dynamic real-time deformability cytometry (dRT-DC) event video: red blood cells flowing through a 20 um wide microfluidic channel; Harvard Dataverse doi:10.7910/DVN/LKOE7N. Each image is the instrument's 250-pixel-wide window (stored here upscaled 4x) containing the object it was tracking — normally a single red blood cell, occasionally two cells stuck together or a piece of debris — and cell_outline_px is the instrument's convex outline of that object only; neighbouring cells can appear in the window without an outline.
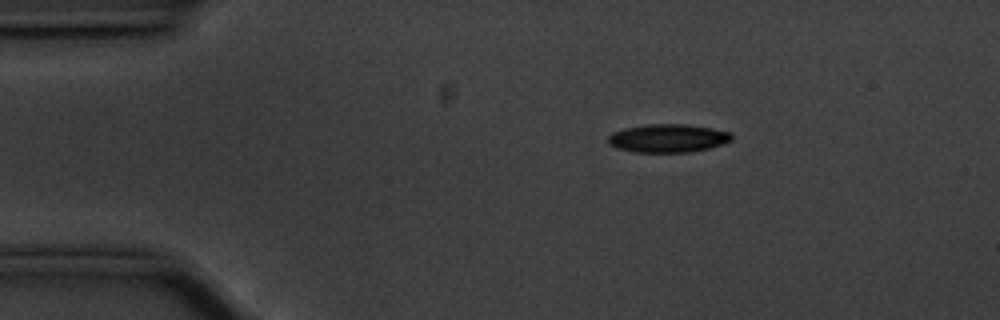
{"species": "common noctule bat (a hibernating species)", "species_latin": "Nyctalus noctula", "temperature_condition": "cold", "stored_images_in_passage": 47, "camera_frame_rate_fps": 3000, "um_per_image_px": 0.085, "animal": {"sex": "male", "body_mass_g": 20.1, "forearm_length_mm": 53.5}, "frame": {"image": 1, "passage_image": 1, "time_ms": 0.0, "image_size_px": [1000, 320], "cell_outline_px": [[732, 140], [724, 144], [708, 148], [688, 152], [632, 152], [616, 148], [608, 144], [608, 136], [612, 132], [624, 128], [648, 124], [684, 124], [712, 128], [732, 132]], "centroid_in_image_um": [56.76, 11.75], "position_along_channel_um": 28.2, "area_um2": 20.52}}
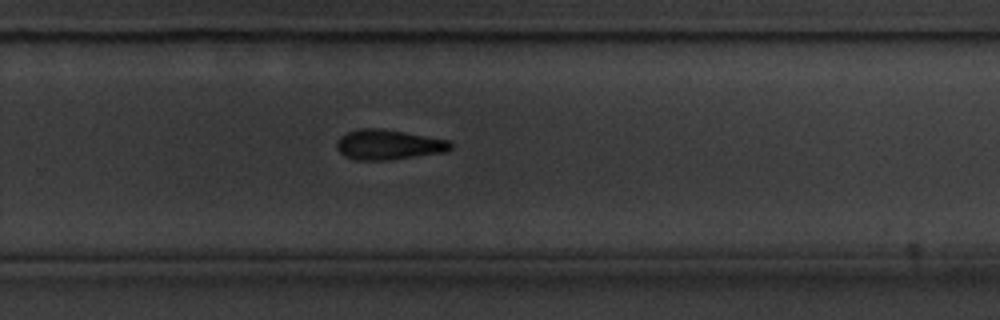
{"frame": {"image": 2, "passage_image": 28, "time_ms": 9.0, "image_size_px": [1000, 320], "cell_outline_px": [[452, 148], [448, 152], [388, 160], [356, 160], [344, 156], [336, 148], [336, 140], [340, 136], [348, 132], [360, 128], [376, 128], [404, 132], [452, 140]], "centroid_in_image_um": [33.04, 12.3], "position_along_channel_um": 296.8, "area_um2": 20.17}}
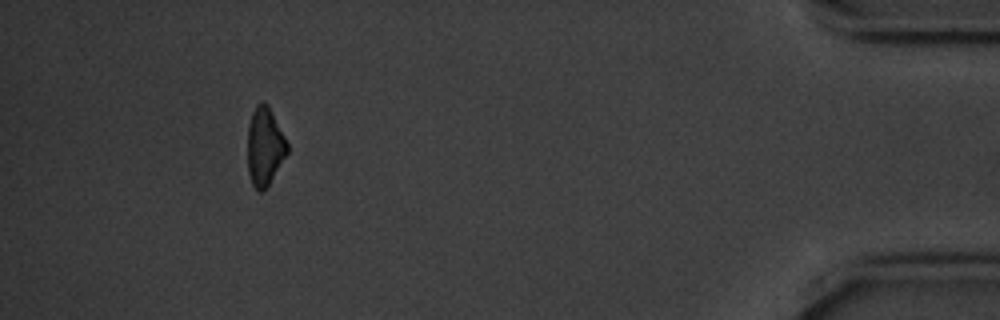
{"frame": {"image": 3, "passage_image": 43, "time_ms": 14.0, "image_size_px": [1000, 320], "cell_outline_px": [[288, 152], [264, 192], [260, 192], [252, 184], [248, 172], [248, 124], [252, 112], [256, 104], [264, 100], [268, 104], [288, 144]], "centroid_in_image_um": [22.49, 12.44], "position_along_channel_um": 412.7, "area_um2": 18.09}, "authors_computed_cell_mechanics": {"area_um2": 20.2878, "velocity_mm_per_s": 3.5588, "shape_relaxation_time_tau1_ms": 2.0109, "shape_relaxation_time_tau2_ms": null, "deformation_change_tau1": 0.1072, "deformation_change_tau2": null}}